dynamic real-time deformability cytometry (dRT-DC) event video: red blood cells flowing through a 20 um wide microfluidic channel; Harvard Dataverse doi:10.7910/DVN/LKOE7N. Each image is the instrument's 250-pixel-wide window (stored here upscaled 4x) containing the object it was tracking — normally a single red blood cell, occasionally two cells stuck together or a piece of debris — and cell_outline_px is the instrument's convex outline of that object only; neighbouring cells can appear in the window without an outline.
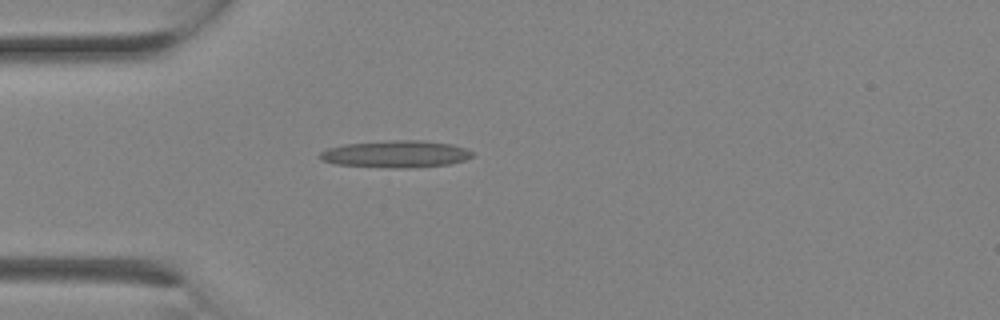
{"species": "Egyptian fruit bat (a non-hibernating species)", "species_latin": "Rousettus aegyptiacus", "temperature_condition": "room temperature", "stored_images_in_passage": 2, "camera_frame_rate_fps": 3000, "um_per_image_px": 0.085, "animal": {"sex": "female"}, "frame": {"image": 1, "passage_image": 2, "time_ms": 0.333, "image_size_px": [1000, 320], "cell_outline_px": [[476, 152], [472, 156], [464, 160], [448, 164], [408, 168], [392, 168], [336, 164], [320, 160], [320, 152], [328, 148], [344, 144], [392, 140], [424, 140], [452, 144]], "centroid_in_image_um": [33.66, 13.09], "position_along_channel_um": 51.3, "area_um2": 24.04}}